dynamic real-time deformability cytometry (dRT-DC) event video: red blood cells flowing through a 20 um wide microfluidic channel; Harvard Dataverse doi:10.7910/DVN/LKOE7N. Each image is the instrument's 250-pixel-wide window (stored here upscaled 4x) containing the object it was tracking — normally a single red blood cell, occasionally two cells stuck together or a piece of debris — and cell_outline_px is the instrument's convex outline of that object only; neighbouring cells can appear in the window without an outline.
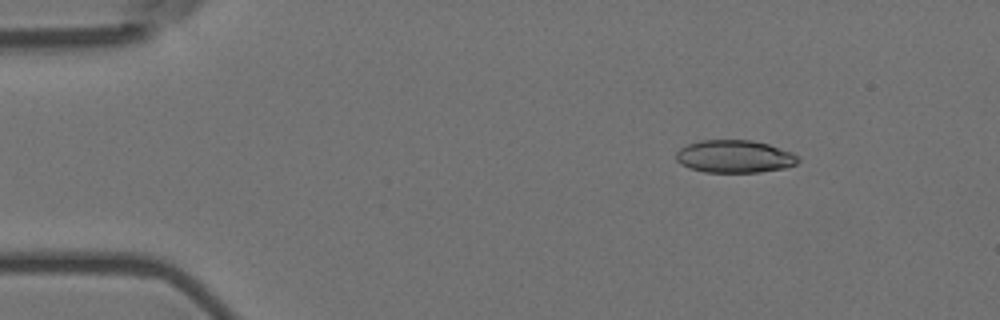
{"species": "Egyptian fruit bat (a non-hibernating species)", "species_latin": "Rousettus aegyptiacus", "temperature_condition": "room temperature", "stored_images_in_passage": 10, "camera_frame_rate_fps": 3000, "um_per_image_px": 0.085, "animal": {"sex": "female"}, "frame": {"image": 1, "passage_image": 2, "time_ms": 0.333, "image_size_px": [1000, 320], "cell_outline_px": [[800, 160], [796, 164], [784, 168], [760, 172], [704, 172], [688, 168], [680, 164], [676, 160], [676, 152], [680, 148], [688, 144], [700, 140], [752, 140], [768, 144], [792, 152], [800, 156]], "centroid_in_image_um": [62.44, 13.3], "position_along_channel_um": 22.6, "area_um2": 23.41}}
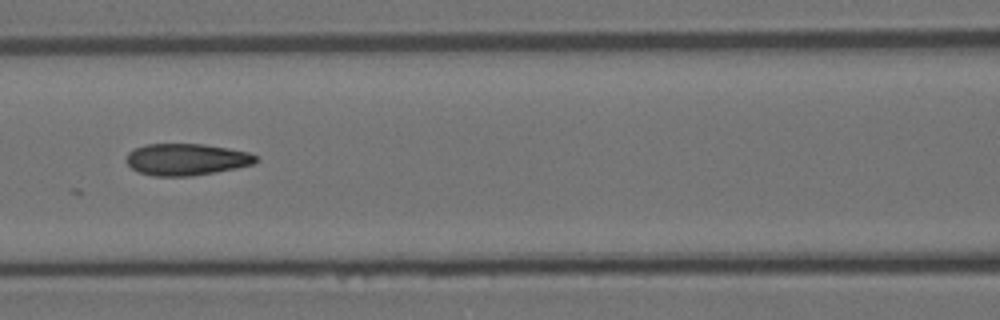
{"frame": {"image": 2, "passage_image": 7, "time_ms": 2.0, "image_size_px": [1000, 320], "cell_outline_px": [[256, 160], [252, 164], [236, 168], [192, 176], [152, 176], [140, 172], [132, 168], [128, 164], [128, 152], [144, 144], [204, 144], [228, 148], [248, 152], [256, 156]], "centroid_in_image_um": [15.83, 13.55], "position_along_channel_um": 150.8, "area_um2": 23.7}}
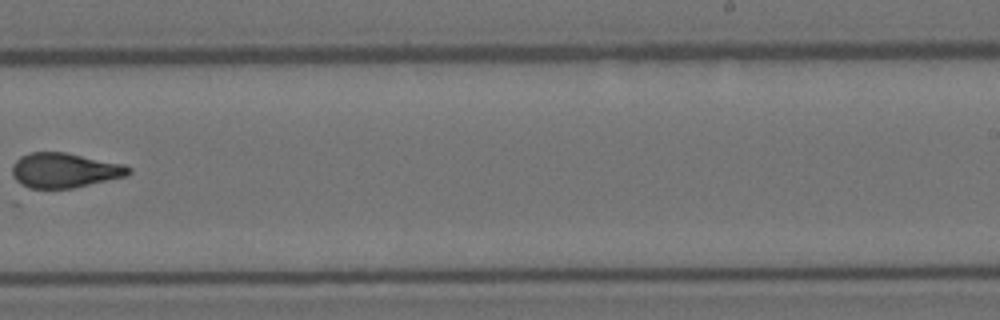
{"frame": {"image": 3, "passage_image": 10, "time_ms": 3.0, "image_size_px": [1000, 320], "cell_outline_px": [[132, 172], [128, 176], [76, 188], [28, 188], [20, 184], [16, 180], [12, 172], [12, 164], [20, 156], [28, 152], [64, 152], [124, 164], [132, 168]], "centroid_in_image_um": [5.51, 14.48], "position_along_channel_um": 283.5, "area_um2": 23.93}}